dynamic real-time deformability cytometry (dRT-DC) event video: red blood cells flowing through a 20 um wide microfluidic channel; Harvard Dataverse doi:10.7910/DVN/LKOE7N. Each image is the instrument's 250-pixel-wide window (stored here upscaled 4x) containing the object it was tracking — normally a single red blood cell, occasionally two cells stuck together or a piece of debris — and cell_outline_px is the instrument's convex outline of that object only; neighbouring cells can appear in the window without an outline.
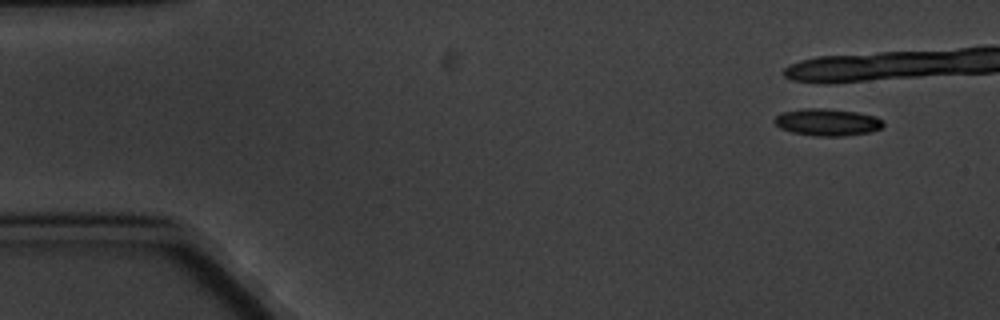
{"species": "common noctule bat (a hibernating species)", "species_latin": "Nyctalus noctula", "temperature_condition": "cold", "stored_images_in_passage": 5, "camera_frame_rate_fps": 3000, "um_per_image_px": 0.085, "animal": {"sex": "male", "body_mass_g": 20.1, "forearm_length_mm": 53.5}, "frame": {"image": 1, "passage_image": 1, "time_ms": 0.0, "image_size_px": [1000, 320], "cell_outline_px": [[884, 124], [880, 128], [868, 132], [844, 136], [816, 136], [792, 132], [780, 128], [772, 120], [780, 112], [804, 108], [820, 108], [856, 112], [876, 116]], "centroid_in_image_um": [70.26, 10.38], "position_along_channel_um": 14.7, "area_um2": 17.05}}